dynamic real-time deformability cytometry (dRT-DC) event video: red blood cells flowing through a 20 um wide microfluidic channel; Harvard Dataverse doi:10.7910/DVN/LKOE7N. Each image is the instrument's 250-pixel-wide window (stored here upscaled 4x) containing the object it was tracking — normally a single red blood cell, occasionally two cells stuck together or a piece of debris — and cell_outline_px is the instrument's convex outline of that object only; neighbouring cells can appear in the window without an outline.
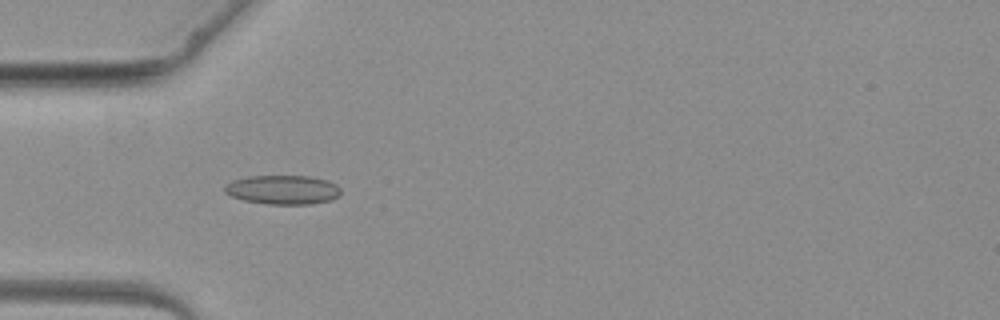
{"species": "common noctule bat (a hibernating species)", "species_latin": "Nyctalus noctula", "temperature_condition": "warm", "stored_images_in_passage": 2, "camera_frame_rate_fps": 3000, "um_per_image_px": 0.085, "animal": {"sex": "female", "body_mass_g": 19.3, "forearm_length_mm": 54.1}, "frame": {"image": 1, "passage_image": 2, "time_ms": 2.0, "image_size_px": [1000, 320], "cell_outline_px": [[340, 196], [332, 200], [312, 204], [268, 204], [244, 200], [232, 196], [224, 192], [224, 188], [232, 180], [248, 176], [308, 176], [328, 180], [336, 184], [340, 188]], "centroid_in_image_um": [24.07, 16.13], "position_along_channel_um": 60.9, "area_um2": 19.77}}